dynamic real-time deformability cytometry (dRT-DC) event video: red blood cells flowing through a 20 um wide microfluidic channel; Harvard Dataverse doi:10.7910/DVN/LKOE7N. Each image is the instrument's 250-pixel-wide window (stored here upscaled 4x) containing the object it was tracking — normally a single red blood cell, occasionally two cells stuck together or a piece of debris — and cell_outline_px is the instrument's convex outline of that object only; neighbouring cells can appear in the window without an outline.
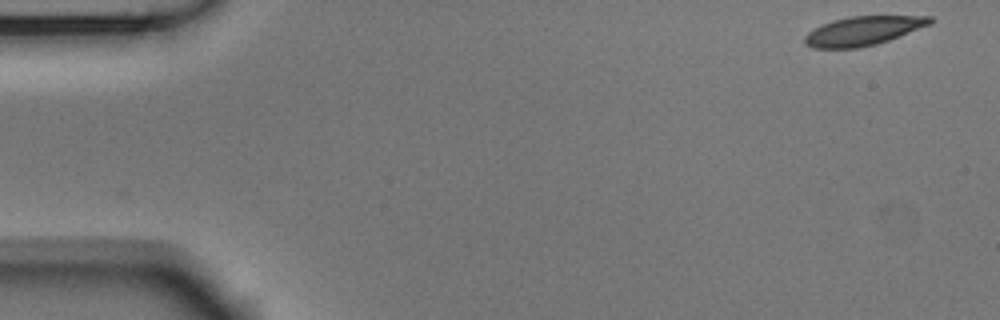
{"species": "Egyptian fruit bat (a non-hibernating species)", "species_latin": "Rousettus aegyptiacus", "temperature_condition": "room temperature", "stored_images_in_passage": 52, "camera_frame_rate_fps": 3000, "um_per_image_px": 0.085, "animal": {"sex": "male"}, "frame": {"image": 1, "passage_image": 1, "time_ms": 0.0, "image_size_px": [1000, 320], "cell_outline_px": [[932, 24], [888, 40], [876, 44], [856, 48], [812, 48], [804, 44], [804, 36], [808, 32], [824, 24], [836, 20], [852, 16], [932, 16]], "centroid_in_image_um": [73.37, 2.63], "position_along_channel_um": 11.6, "area_um2": 20.92}}
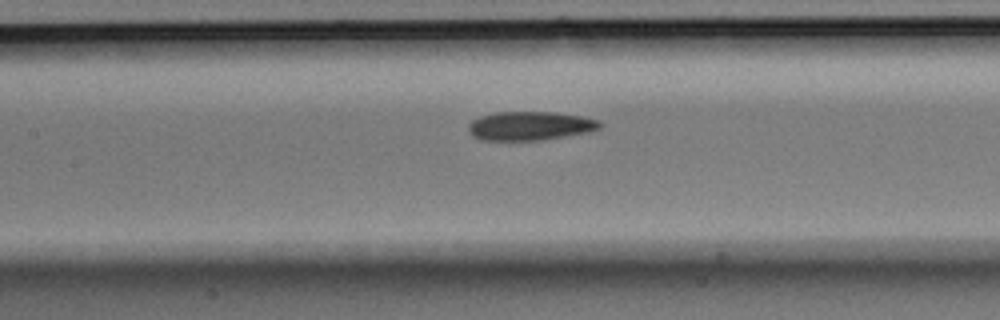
{"frame": {"image": 2, "passage_image": 23, "time_ms": 7.333, "image_size_px": [1000, 320], "cell_outline_px": [[604, 124], [600, 128], [592, 132], [540, 140], [480, 140], [472, 136], [468, 128], [468, 124], [472, 120], [480, 116], [496, 112], [556, 112], [580, 116], [600, 120]], "centroid_in_image_um": [45.08, 10.7], "position_along_channel_um": 162.3, "area_um2": 22.31}}
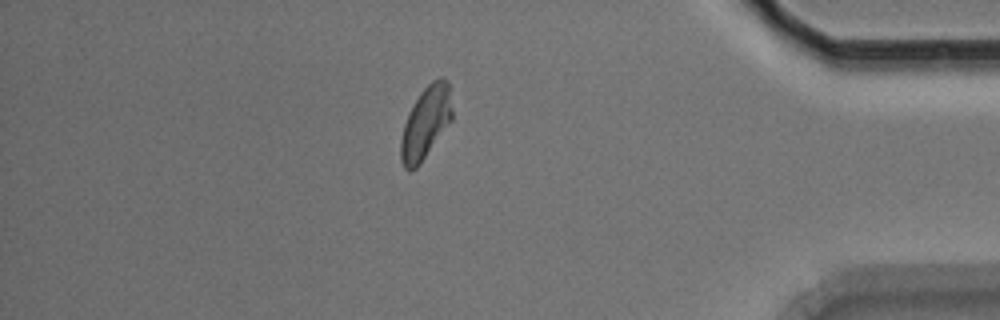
{"frame": {"image": 3, "passage_image": 45, "time_ms": 14.667, "image_size_px": [1000, 320], "cell_outline_px": [[452, 120], [420, 164], [416, 168], [408, 172], [404, 168], [400, 160], [400, 140], [404, 124], [408, 112], [420, 92], [432, 80], [440, 76], [444, 76], [448, 80], [452, 112]], "centroid_in_image_um": [36.17, 10.43], "position_along_channel_um": 399.0, "area_um2": 21.85}, "authors_computed_cell_mechanics": {"area_um2": 22.0796, "velocity_mm_per_s": 3.7183, "shape_relaxation_time_tau1_ms": 5.7309, "shape_relaxation_time_tau2_ms": 2.377, "deformation_change_tau1": 0.1443, "deformation_change_tau2": 0.0708}}